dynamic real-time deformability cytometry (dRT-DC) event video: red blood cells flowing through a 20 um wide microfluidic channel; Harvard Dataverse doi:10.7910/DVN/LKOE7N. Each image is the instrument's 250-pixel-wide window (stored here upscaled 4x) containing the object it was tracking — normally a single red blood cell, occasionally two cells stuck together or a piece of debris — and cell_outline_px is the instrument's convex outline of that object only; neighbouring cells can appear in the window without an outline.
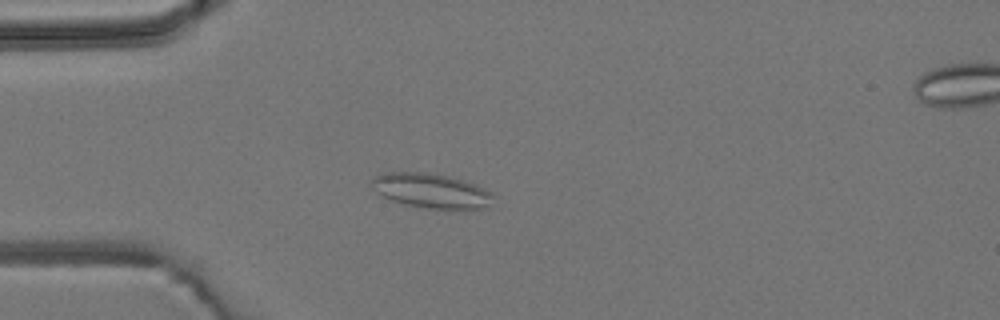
{"species": "common noctule bat (a hibernating species)", "species_latin": "Nyctalus noctula", "temperature_condition": "room temperature", "stored_images_in_passage": 4, "camera_frame_rate_fps": 3000, "um_per_image_px": 0.085, "animal": {"sex": "male", "body_mass_g": 19.2, "forearm_length_mm": 51.8}, "frame": {"image": 1, "passage_image": 3, "time_ms": 2.333, "image_size_px": [1000, 320], "cell_outline_px": [[492, 196], [488, 204], [480, 208], [428, 208], [400, 204], [376, 192], [372, 188], [372, 180], [376, 176], [384, 172], [428, 172], [448, 176], [476, 184], [492, 192]], "centroid_in_image_um": [36.59, 16.19], "position_along_channel_um": 48.4, "area_um2": 24.16}}